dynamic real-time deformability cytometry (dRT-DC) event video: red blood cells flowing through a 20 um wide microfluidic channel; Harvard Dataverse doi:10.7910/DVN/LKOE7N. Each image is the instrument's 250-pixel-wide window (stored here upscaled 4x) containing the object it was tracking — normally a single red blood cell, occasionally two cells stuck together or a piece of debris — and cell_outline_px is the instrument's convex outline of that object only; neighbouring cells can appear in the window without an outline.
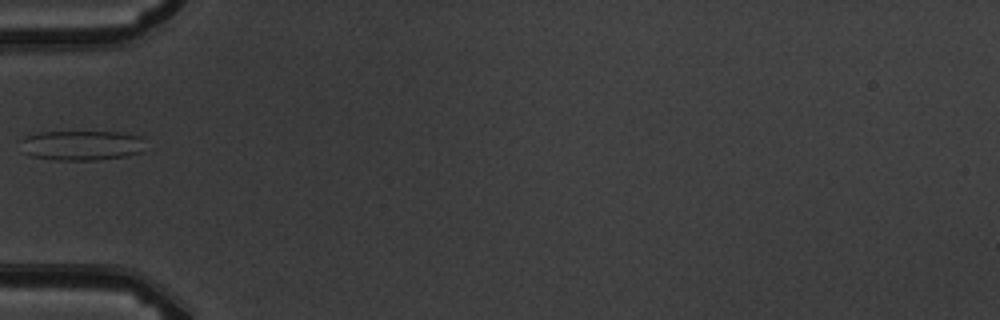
{"species": "common noctule bat (a hibernating species)", "species_latin": "Nyctalus noctula", "temperature_condition": "warm", "stored_images_in_passage": 7, "camera_frame_rate_fps": 3000, "um_per_image_px": 0.085, "animal": {"sex": "male", "body_mass_g": 19.5, "forearm_length_mm": 54.6}, "frame": {"image": 1, "passage_image": 6, "time_ms": 5.667, "image_size_px": [1000, 320], "cell_outline_px": [[144, 136], [140, 152], [128, 156], [96, 160], [52, 160], [32, 156], [24, 152], [20, 140], [24, 136], [40, 132], [120, 132]], "centroid_in_image_um": [6.92, 12.35], "position_along_channel_um": 78.1, "area_um2": 21.85}}
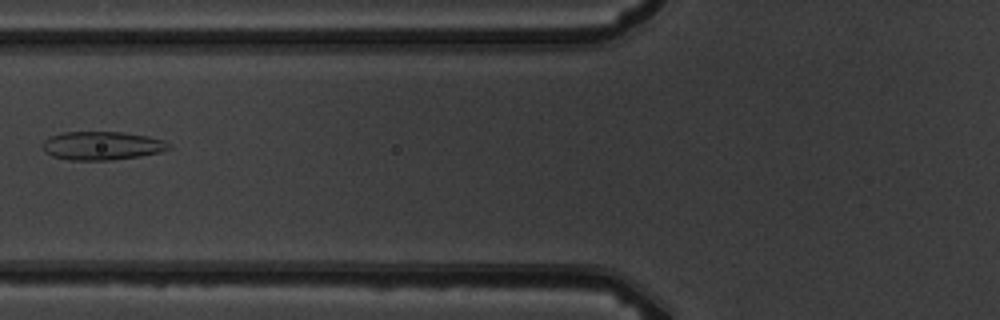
{"frame": {"image": 2, "passage_image": 7, "time_ms": 6.667, "image_size_px": [1000, 320], "cell_outline_px": [[172, 148], [160, 152], [140, 156], [112, 160], [68, 160], [52, 156], [44, 152], [40, 148], [40, 144], [44, 140], [52, 136], [64, 132], [124, 132], [148, 136], [164, 140], [172, 144]], "centroid_in_image_um": [8.66, 12.39], "position_along_channel_um": 117.1, "area_um2": 21.27}}